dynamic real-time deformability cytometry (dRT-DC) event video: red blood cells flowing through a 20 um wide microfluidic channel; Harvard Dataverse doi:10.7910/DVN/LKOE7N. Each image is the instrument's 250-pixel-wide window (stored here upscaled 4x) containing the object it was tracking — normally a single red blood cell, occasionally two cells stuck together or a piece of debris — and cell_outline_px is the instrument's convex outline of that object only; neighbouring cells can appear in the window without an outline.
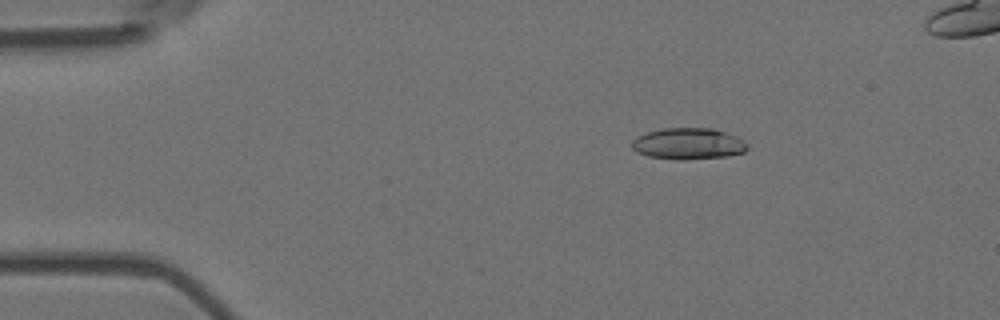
{"species": "Egyptian fruit bat (a non-hibernating species)", "species_latin": "Rousettus aegyptiacus", "temperature_condition": "room temperature", "stored_images_in_passage": 23, "camera_frame_rate_fps": 3000, "um_per_image_px": 0.085, "animal": {"sex": "female"}, "frame": {"image": 1, "passage_image": 4, "time_ms": 1.0, "image_size_px": [1000, 320], "cell_outline_px": [[748, 148], [744, 152], [728, 156], [680, 160], [676, 160], [648, 156], [636, 152], [632, 148], [632, 140], [636, 136], [648, 132], [664, 128], [716, 128], [736, 136], [744, 140], [748, 144]], "centroid_in_image_um": [58.52, 12.21], "position_along_channel_um": 26.5, "area_um2": 21.33}}
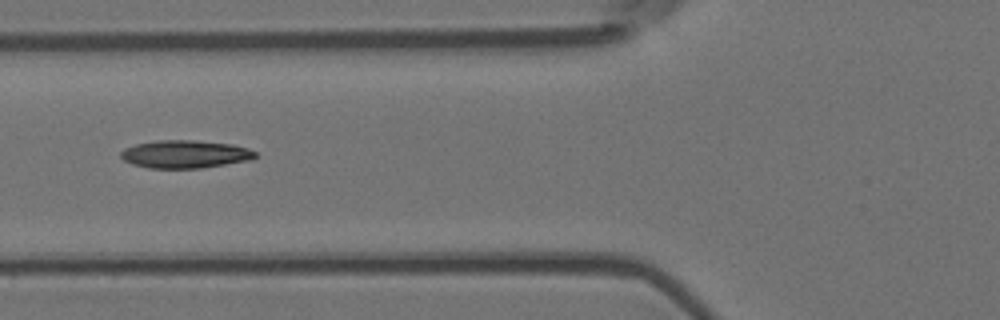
{"frame": {"image": 2, "passage_image": 16, "time_ms": 5.0, "image_size_px": [1000, 320], "cell_outline_px": [[256, 156], [252, 160], [200, 168], [148, 168], [132, 164], [124, 160], [120, 156], [120, 152], [124, 148], [136, 144], [156, 140], [192, 140], [232, 144], [248, 148], [256, 152]], "centroid_in_image_um": [15.72, 13.1], "position_along_channel_um": 110.1, "area_um2": 21.91}}
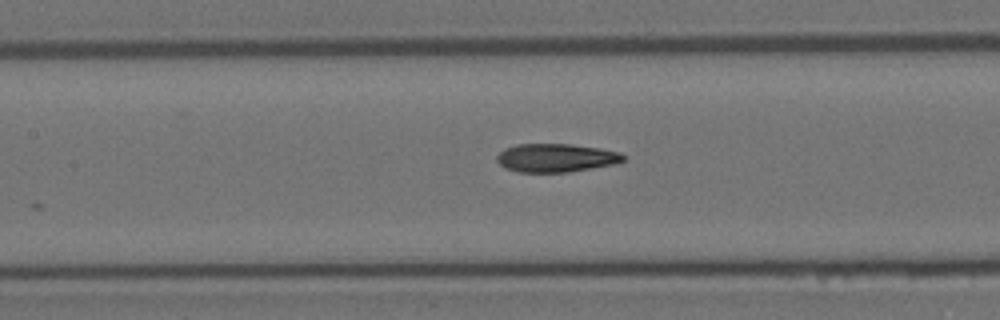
{"frame": {"image": 3, "passage_image": 20, "time_ms": 6.333, "image_size_px": [1000, 320], "cell_outline_px": [[624, 160], [612, 164], [592, 168], [568, 172], [516, 172], [504, 168], [496, 160], [496, 156], [504, 148], [516, 144], [568, 144], [600, 148], [620, 152], [624, 156]], "centroid_in_image_um": [47.2, 13.41], "position_along_channel_um": 160.2, "area_um2": 20.92}}